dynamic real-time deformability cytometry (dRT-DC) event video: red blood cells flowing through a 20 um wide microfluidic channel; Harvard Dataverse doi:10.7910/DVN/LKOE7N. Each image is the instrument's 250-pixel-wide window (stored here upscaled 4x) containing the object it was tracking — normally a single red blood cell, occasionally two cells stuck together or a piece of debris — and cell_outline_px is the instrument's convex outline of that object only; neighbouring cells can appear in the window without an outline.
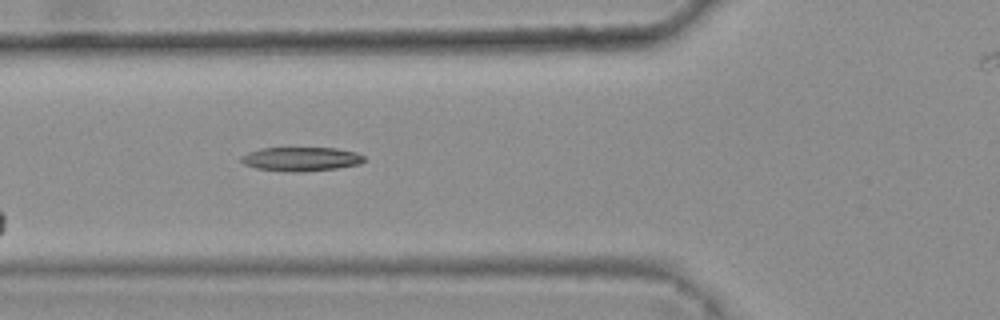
{"species": "common noctule bat (a hibernating species)", "species_latin": "Nyctalus noctula", "temperature_condition": "warm", "stored_images_in_passage": 5, "camera_frame_rate_fps": 3000, "um_per_image_px": 0.085, "animal": {"sex": "female", "body_mass_g": 25.1}, "frame": {"image": 1, "passage_image": 5, "time_ms": 1.333, "image_size_px": [1000, 320], "cell_outline_px": [[364, 160], [360, 164], [336, 168], [300, 172], [288, 172], [256, 168], [244, 164], [240, 160], [240, 156], [248, 152], [260, 148], [336, 148], [356, 152], [364, 156]], "centroid_in_image_um": [25.56, 13.51], "position_along_channel_um": 100.2, "area_um2": 17.22}}